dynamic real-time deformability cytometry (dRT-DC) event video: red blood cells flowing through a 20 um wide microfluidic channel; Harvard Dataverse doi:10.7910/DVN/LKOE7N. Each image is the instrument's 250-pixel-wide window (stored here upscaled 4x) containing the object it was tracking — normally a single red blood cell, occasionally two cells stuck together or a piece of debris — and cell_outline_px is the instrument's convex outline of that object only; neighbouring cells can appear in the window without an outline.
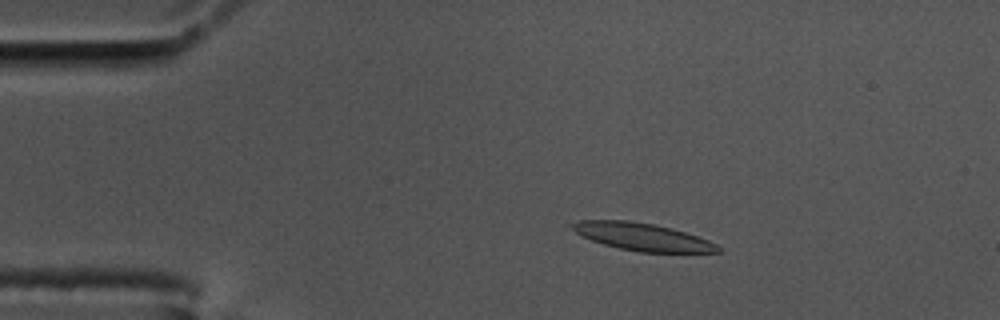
{"species": "common noctule bat (a hibernating species)", "species_latin": "Nyctalus noctula", "temperature_condition": "cold", "stored_images_in_passage": 25, "camera_frame_rate_fps": 3000, "um_per_image_px": 0.085, "animal": {"sex": "male", "body_mass_g": 17.5, "forearm_length_mm": 52.3}, "frame": {"image": 1, "passage_image": 11, "time_ms": 3.333, "image_size_px": [1000, 320], "cell_outline_px": [[720, 252], [640, 252], [620, 248], [604, 244], [580, 236], [564, 224], [580, 220], [628, 220], [652, 224], [672, 228], [708, 240], [716, 244], [720, 248]], "centroid_in_image_um": [54.5, 20.11], "position_along_channel_um": 30.5, "area_um2": 23.35}}
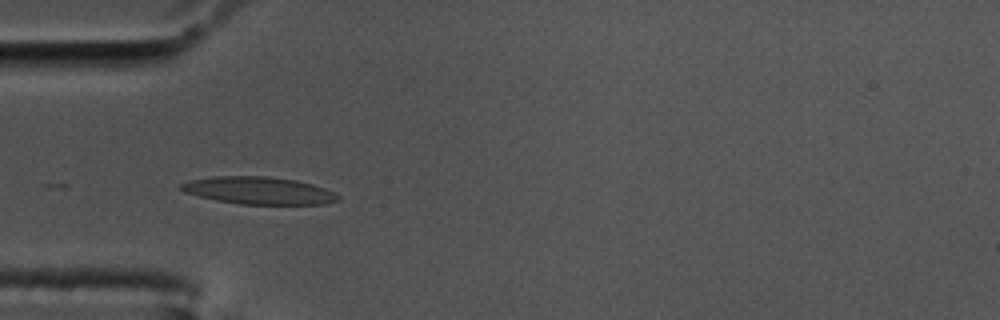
{"frame": {"image": 2, "passage_image": 18, "time_ms": 5.667, "image_size_px": [1000, 320], "cell_outline_px": [[340, 200], [324, 204], [240, 204], [216, 200], [184, 192], [180, 188], [180, 184], [192, 180], [216, 176], [268, 176], [296, 180], [312, 184], [324, 188], [340, 196]], "centroid_in_image_um": [22.02, 16.2], "position_along_channel_um": 63.0, "area_um2": 24.85}}